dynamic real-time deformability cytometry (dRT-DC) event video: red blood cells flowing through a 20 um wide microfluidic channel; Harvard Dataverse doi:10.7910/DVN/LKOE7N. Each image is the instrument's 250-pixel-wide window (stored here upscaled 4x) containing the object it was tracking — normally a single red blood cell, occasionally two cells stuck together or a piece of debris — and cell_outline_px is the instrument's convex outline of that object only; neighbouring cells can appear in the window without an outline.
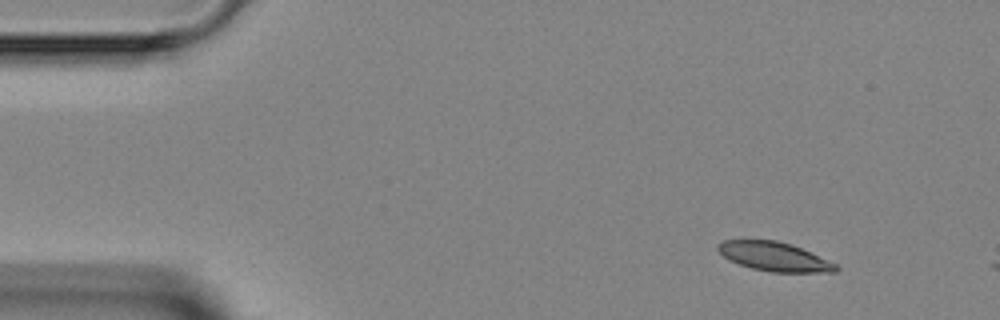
{"species": "Egyptian fruit bat (a non-hibernating species)", "species_latin": "Rousettus aegyptiacus", "temperature_condition": "room temperature", "stored_images_in_passage": 4, "camera_frame_rate_fps": 3000, "um_per_image_px": 0.085, "animal": {"sex": "female"}, "frame": {"image": 1, "passage_image": 1, "time_ms": 0.0, "image_size_px": [1000, 320], "cell_outline_px": [[840, 268], [836, 272], [772, 272], [752, 268], [740, 264], [724, 256], [716, 248], [716, 244], [724, 240], [776, 240], [792, 244], [836, 264]], "centroid_in_image_um": [65.82, 21.8], "position_along_channel_um": 19.2, "area_um2": 19.71}}
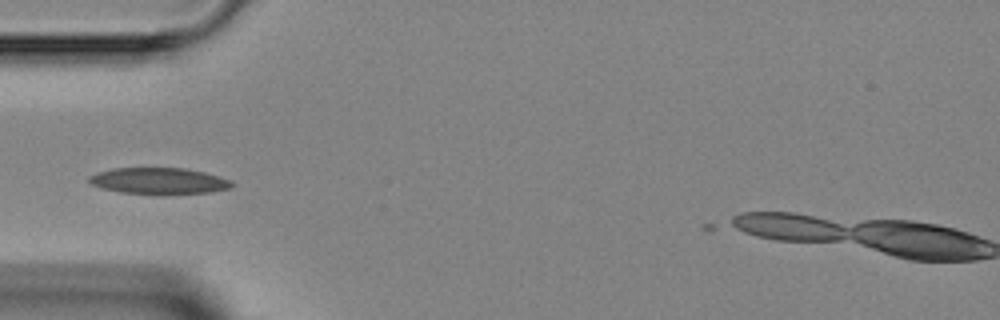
{"frame": {"image": 2, "passage_image": 4, "time_ms": 3.333, "image_size_px": [1000, 320], "cell_outline_px": [[236, 184], [232, 188], [208, 192], [164, 196], [120, 192], [104, 188], [92, 184], [88, 180], [88, 176], [96, 172], [112, 168], [184, 168], [204, 172], [232, 180]], "centroid_in_image_um": [13.54, 15.4], "position_along_channel_um": 71.5, "area_um2": 22.48}}